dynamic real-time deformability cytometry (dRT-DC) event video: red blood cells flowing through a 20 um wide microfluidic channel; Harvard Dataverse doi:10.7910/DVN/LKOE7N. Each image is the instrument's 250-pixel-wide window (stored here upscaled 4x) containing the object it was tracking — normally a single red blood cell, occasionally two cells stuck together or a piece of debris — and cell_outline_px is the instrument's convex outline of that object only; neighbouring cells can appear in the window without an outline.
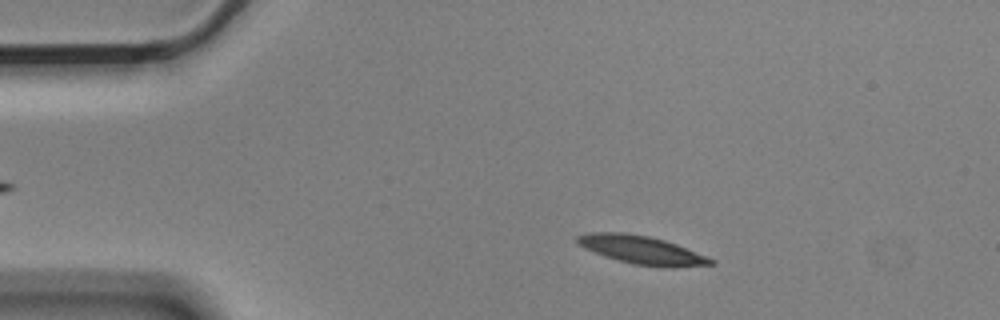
{"species": "Egyptian fruit bat (a non-hibernating species)", "species_latin": "Rousettus aegyptiacus", "temperature_condition": "cold", "stored_images_in_passage": 4, "camera_frame_rate_fps": 3000, "um_per_image_px": 0.085, "animal": {"sex": "male"}, "frame": {"image": 1, "passage_image": 2, "time_ms": 0.333, "image_size_px": [1000, 320], "cell_outline_px": [[716, 264], [672, 268], [660, 268], [632, 264], [604, 256], [584, 248], [576, 240], [576, 236], [588, 232], [624, 232], [648, 236], [664, 240], [676, 244], [708, 256], [716, 260]], "centroid_in_image_um": [54.59, 21.26], "position_along_channel_um": 30.4, "area_um2": 22.31}}
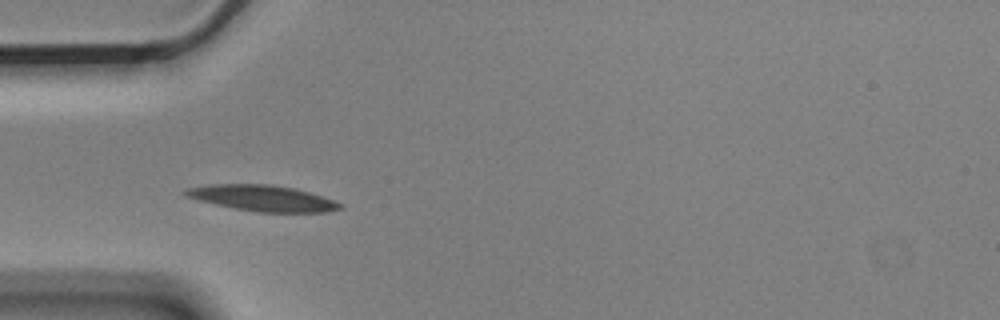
{"frame": {"image": 2, "passage_image": 4, "time_ms": 1.0, "image_size_px": [1000, 320], "cell_outline_px": [[344, 208], [324, 212], [256, 212], [216, 204], [184, 196], [180, 192], [188, 188], [212, 184], [272, 184], [292, 188], [308, 192], [344, 204]], "centroid_in_image_um": [22.3, 16.84], "position_along_channel_um": 62.7, "area_um2": 23.12}}